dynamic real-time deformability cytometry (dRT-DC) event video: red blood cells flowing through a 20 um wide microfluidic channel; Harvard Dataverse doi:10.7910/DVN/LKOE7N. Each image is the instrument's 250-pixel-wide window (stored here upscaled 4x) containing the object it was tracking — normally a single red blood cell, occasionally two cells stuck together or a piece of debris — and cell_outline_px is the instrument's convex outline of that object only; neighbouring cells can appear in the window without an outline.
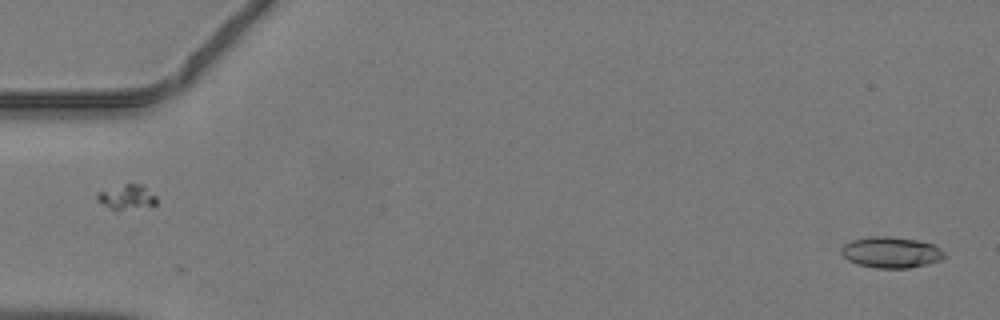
{"species": "common noctule bat (a hibernating species)", "species_latin": "Nyctalus noctula", "temperature_condition": "warm", "stored_images_in_passage": 46, "camera_frame_rate_fps": 3000, "um_per_image_px": 0.085, "animal": {"sex": "male", "body_mass_g": 19.2, "forearm_length_mm": 51.8}, "frame": {"image": 1, "passage_image": 1, "time_ms": 0.0, "image_size_px": [1000, 320], "cell_outline_px": [[944, 256], [940, 260], [928, 264], [908, 268], [876, 268], [856, 264], [848, 260], [840, 252], [840, 248], [844, 244], [852, 240], [868, 236], [888, 236], [916, 240], [932, 244], [940, 248], [944, 252]], "centroid_in_image_um": [75.7, 21.45], "position_along_channel_um": 9.3, "area_um2": 18.67}}
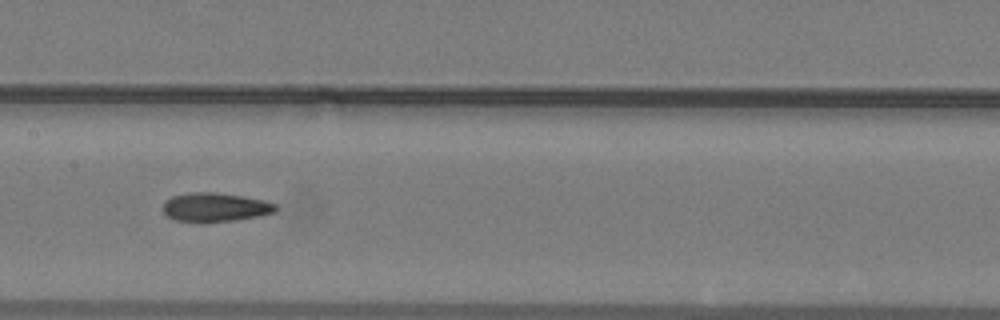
{"frame": {"image": 2, "passage_image": 23, "time_ms": 7.333, "image_size_px": [1000, 320], "cell_outline_px": [[276, 212], [256, 216], [232, 220], [176, 220], [168, 216], [164, 212], [164, 200], [172, 196], [188, 192], [216, 192], [244, 196], [264, 200], [276, 204]], "centroid_in_image_um": [18.3, 17.56], "position_along_channel_um": 189.1, "area_um2": 18.44}}
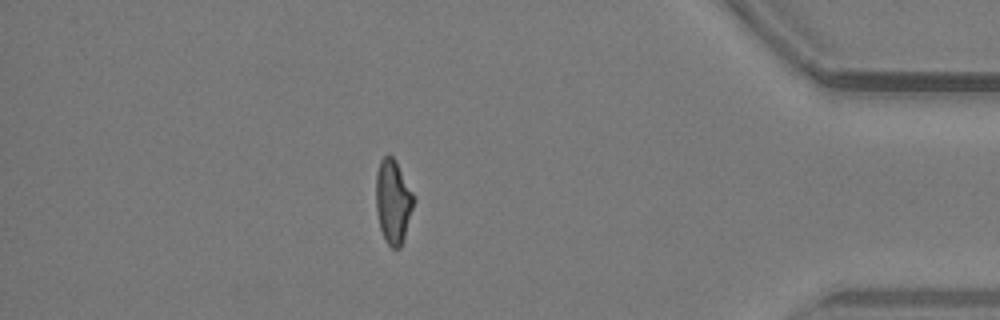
{"frame": {"image": 3, "passage_image": 40, "time_ms": 13.0, "image_size_px": [1000, 320], "cell_outline_px": [[416, 200], [400, 248], [392, 248], [384, 240], [380, 228], [376, 208], [376, 172], [380, 160], [384, 156], [392, 156], [396, 160], [416, 196]], "centroid_in_image_um": [33.43, 17.1], "position_along_channel_um": 401.8, "area_um2": 18.73}}